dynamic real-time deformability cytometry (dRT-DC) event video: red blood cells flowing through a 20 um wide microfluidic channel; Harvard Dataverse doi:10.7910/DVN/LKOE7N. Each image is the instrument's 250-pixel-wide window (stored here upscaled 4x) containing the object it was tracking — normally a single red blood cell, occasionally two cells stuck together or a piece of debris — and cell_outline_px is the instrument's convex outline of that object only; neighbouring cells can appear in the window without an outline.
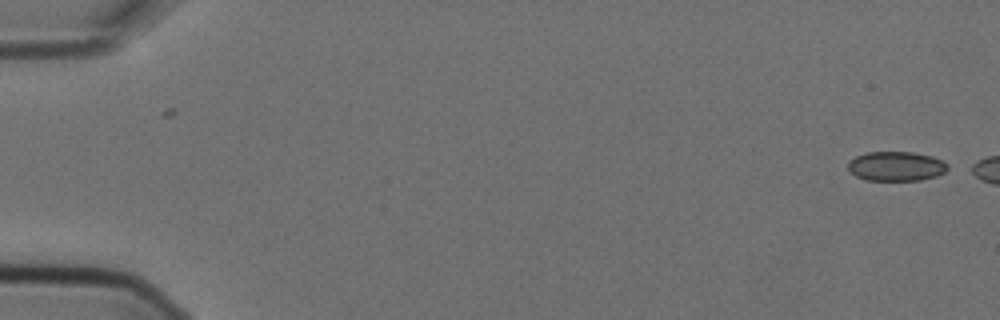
{"species": "Egyptian fruit bat (a non-hibernating species)", "species_latin": "Rousettus aegyptiacus", "temperature_condition": "cold", "stored_images_in_passage": 2, "camera_frame_rate_fps": 3000, "um_per_image_px": 0.085, "animal": {"sex": "female"}, "frame": {"image": 1, "passage_image": 2, "time_ms": 0.333, "image_size_px": [1000, 320], "cell_outline_px": [[948, 168], [944, 172], [936, 176], [920, 180], [864, 180], [856, 176], [848, 168], [848, 160], [856, 156], [868, 152], [912, 152], [932, 156], [948, 164]], "centroid_in_image_um": [76.15, 14.13], "position_along_channel_um": 8.8, "area_um2": 17.05}}